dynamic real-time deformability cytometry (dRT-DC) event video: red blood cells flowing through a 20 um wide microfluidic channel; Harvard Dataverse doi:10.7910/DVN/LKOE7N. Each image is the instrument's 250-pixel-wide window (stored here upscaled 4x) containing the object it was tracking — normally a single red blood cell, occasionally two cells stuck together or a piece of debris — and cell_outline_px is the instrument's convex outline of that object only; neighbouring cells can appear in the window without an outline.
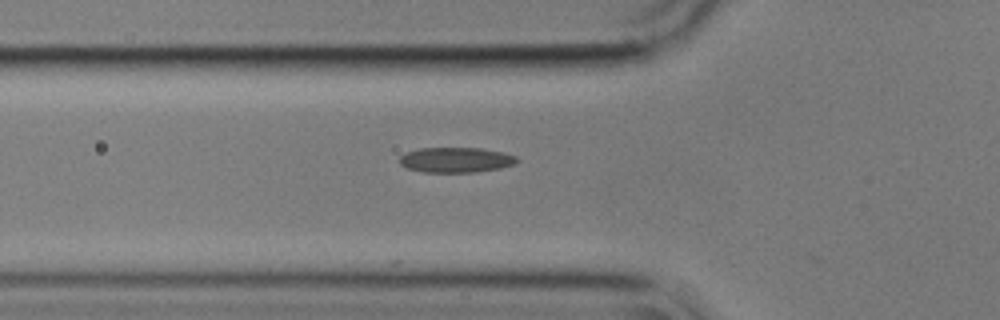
{"species": "common noctule bat (a hibernating species)", "species_latin": "Nyctalus noctula", "temperature_condition": "cold", "stored_images_in_passage": 14, "camera_frame_rate_fps": 3000, "um_per_image_px": 0.085, "animal": {"sex": "male", "body_mass_g": 17.9}, "frame": {"image": 1, "passage_image": 2, "time_ms": 0.333, "image_size_px": [1000, 320], "cell_outline_px": [[520, 160], [516, 164], [500, 168], [476, 172], [424, 172], [408, 168], [400, 164], [400, 156], [408, 152], [420, 148], [480, 148], [504, 152], [516, 156]], "centroid_in_image_um": [38.81, 13.59], "position_along_channel_um": 87.0, "area_um2": 17.22}}
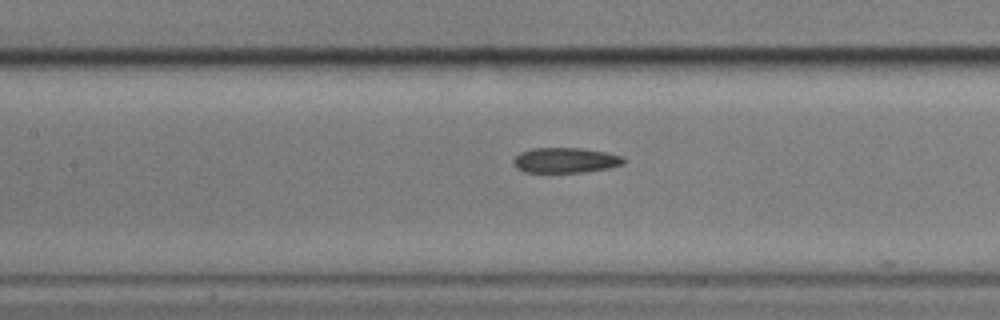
{"frame": {"image": 2, "passage_image": 8, "time_ms": 2.333, "image_size_px": [1000, 320], "cell_outline_px": [[628, 160], [624, 164], [608, 168], [584, 172], [524, 172], [516, 168], [512, 164], [512, 160], [520, 152], [532, 148], [584, 148], [624, 156]], "centroid_in_image_um": [48.07, 13.62], "position_along_channel_um": 159.3, "area_um2": 16.42}}
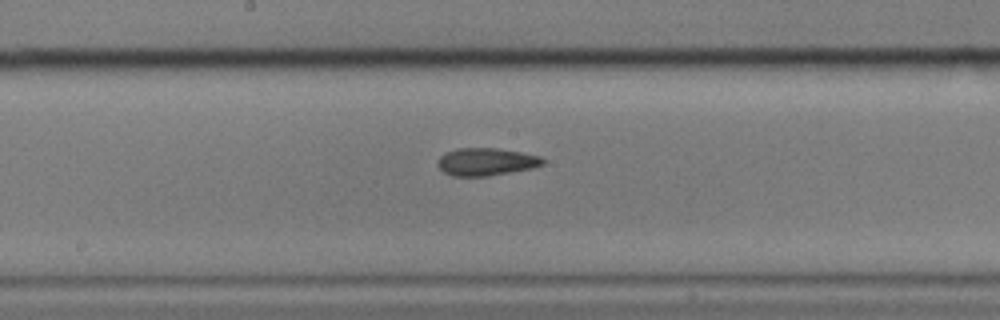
{"frame": {"image": 3, "passage_image": 12, "time_ms": 3.667, "image_size_px": [1000, 320], "cell_outline_px": [[544, 164], [532, 168], [488, 176], [452, 176], [444, 172], [436, 164], [440, 156], [456, 148], [496, 148], [520, 152], [540, 156], [544, 160]], "centroid_in_image_um": [41.31, 13.75], "position_along_channel_um": 206.9, "area_um2": 16.82}}